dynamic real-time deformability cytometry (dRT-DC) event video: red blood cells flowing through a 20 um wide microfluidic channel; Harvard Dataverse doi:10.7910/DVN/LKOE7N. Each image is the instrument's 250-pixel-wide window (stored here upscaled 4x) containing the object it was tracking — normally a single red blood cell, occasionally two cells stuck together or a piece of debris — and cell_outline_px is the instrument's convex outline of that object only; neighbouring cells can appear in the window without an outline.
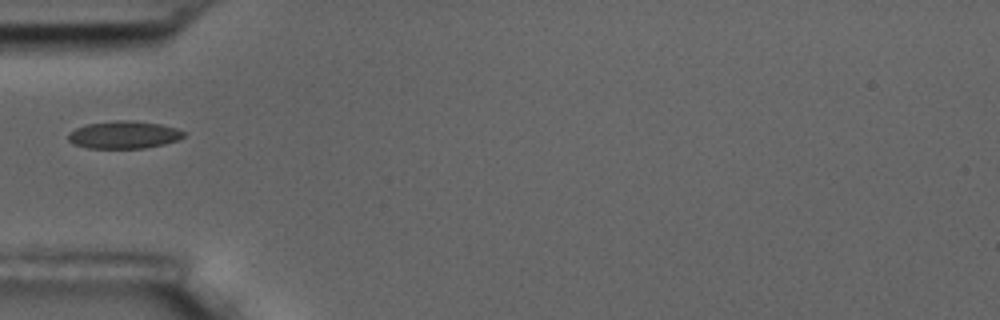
{"species": "common noctule bat (a hibernating species)", "species_latin": "Nyctalus noctula", "temperature_condition": "room temperature", "stored_images_in_passage": 11, "camera_frame_rate_fps": 3000, "um_per_image_px": 0.085, "animal": {"sex": "male", "body_mass_g": 17.5, "forearm_length_mm": 52.3}, "frame": {"image": 1, "passage_image": 1, "time_ms": 0.0, "image_size_px": [1000, 320], "cell_outline_px": [[184, 136], [176, 140], [164, 144], [144, 148], [88, 148], [72, 144], [68, 140], [68, 132], [76, 128], [88, 124], [116, 120], [132, 120], [160, 124], [176, 128], [184, 132]], "centroid_in_image_um": [10.49, 11.46], "position_along_channel_um": 74.5, "area_um2": 18.5}}
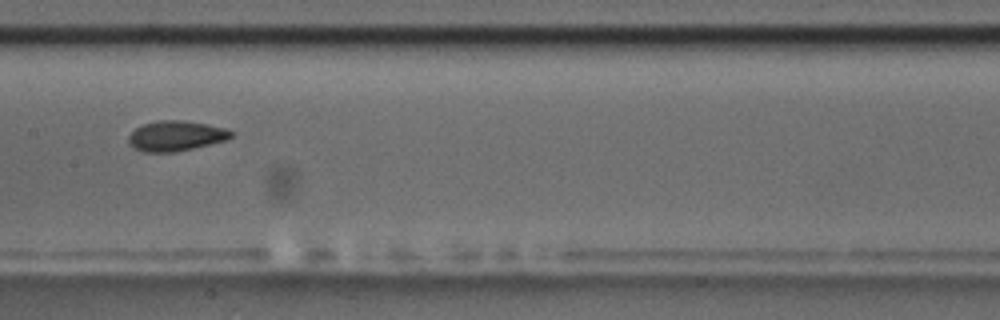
{"frame": {"image": 2, "passage_image": 4, "time_ms": 3.333, "image_size_px": [1000, 320], "cell_outline_px": [[232, 136], [228, 140], [176, 152], [144, 152], [132, 148], [128, 144], [128, 136], [136, 128], [144, 124], [156, 120], [180, 120], [228, 128], [232, 132]], "centroid_in_image_um": [14.93, 11.56], "position_along_channel_um": 192.5, "area_um2": 18.15}}
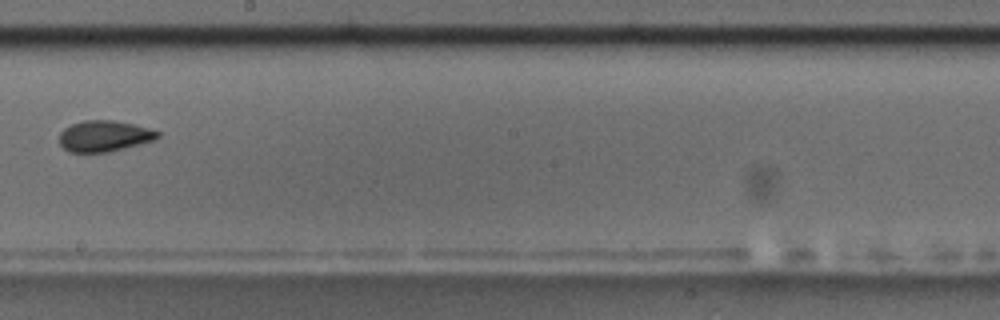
{"frame": {"image": 3, "passage_image": 5, "time_ms": 4.667, "image_size_px": [1000, 320], "cell_outline_px": [[160, 136], [156, 140], [108, 152], [68, 152], [60, 144], [60, 132], [64, 128], [72, 124], [84, 120], [116, 120], [136, 124], [160, 132]], "centroid_in_image_um": [8.89, 11.55], "position_along_channel_um": 239.3, "area_um2": 17.92}}